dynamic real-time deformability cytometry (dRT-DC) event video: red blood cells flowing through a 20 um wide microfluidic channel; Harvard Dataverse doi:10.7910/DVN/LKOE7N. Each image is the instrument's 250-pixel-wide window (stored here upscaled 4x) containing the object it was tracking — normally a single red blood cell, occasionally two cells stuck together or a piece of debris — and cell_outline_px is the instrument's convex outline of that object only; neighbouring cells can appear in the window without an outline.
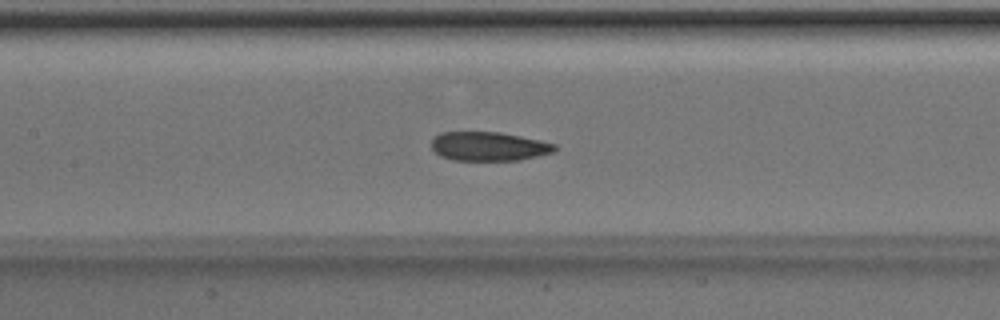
{"species": "Egyptian fruit bat (a non-hibernating species)", "species_latin": "Rousettus aegyptiacus", "temperature_condition": "room temperature", "stored_images_in_passage": 52, "camera_frame_rate_fps": 3000, "um_per_image_px": 0.085, "animal": {"sex": "male"}, "frame": {"image": 1, "passage_image": 24, "time_ms": 7.667, "image_size_px": [1000, 320], "cell_outline_px": [[556, 148], [552, 152], [520, 160], [452, 160], [440, 156], [432, 148], [432, 140], [440, 132], [500, 132], [540, 140], [556, 144]], "centroid_in_image_um": [41.53, 12.44], "position_along_channel_um": 165.9, "area_um2": 20.69}}
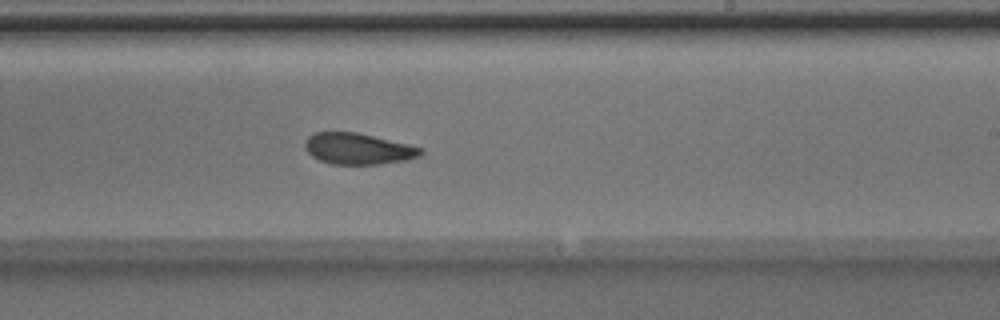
{"frame": {"image": 2, "passage_image": 31, "time_ms": 10.0, "image_size_px": [1000, 320], "cell_outline_px": [[424, 152], [420, 156], [408, 160], [380, 164], [332, 164], [320, 160], [312, 156], [304, 148], [304, 140], [312, 132], [356, 132], [408, 144], [424, 148]], "centroid_in_image_um": [30.44, 12.64], "position_along_channel_um": 258.6, "area_um2": 21.21}}
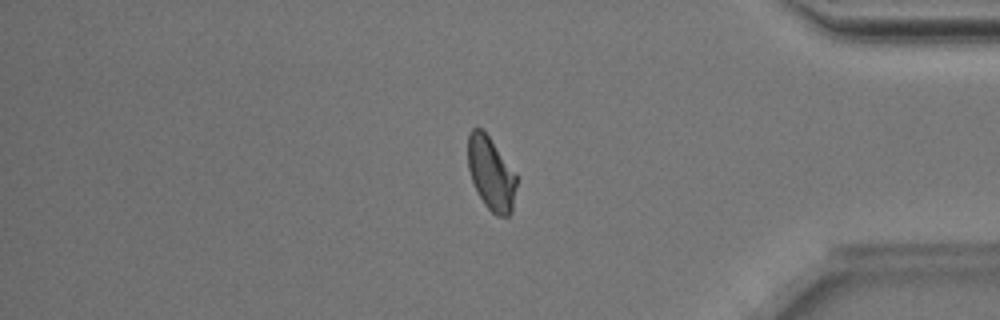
{"frame": {"image": 3, "passage_image": 43, "time_ms": 14.0, "image_size_px": [1000, 320], "cell_outline_px": [[516, 188], [512, 212], [508, 216], [496, 216], [484, 204], [472, 180], [468, 168], [468, 132], [472, 128], [484, 128], [516, 172]], "centroid_in_image_um": [41.75, 14.7], "position_along_channel_um": 393.5, "area_um2": 21.04}, "authors_computed_cell_mechanics": {"area_um2": 21.5883, "velocity_mm_per_s": 3.9971, "shape_relaxation_time_tau1_ms": 5.5922, "shape_relaxation_time_tau2_ms": 3.4539, "deformation_change_tau1": 0.1388, "deformation_change_tau2": 0.0775}}